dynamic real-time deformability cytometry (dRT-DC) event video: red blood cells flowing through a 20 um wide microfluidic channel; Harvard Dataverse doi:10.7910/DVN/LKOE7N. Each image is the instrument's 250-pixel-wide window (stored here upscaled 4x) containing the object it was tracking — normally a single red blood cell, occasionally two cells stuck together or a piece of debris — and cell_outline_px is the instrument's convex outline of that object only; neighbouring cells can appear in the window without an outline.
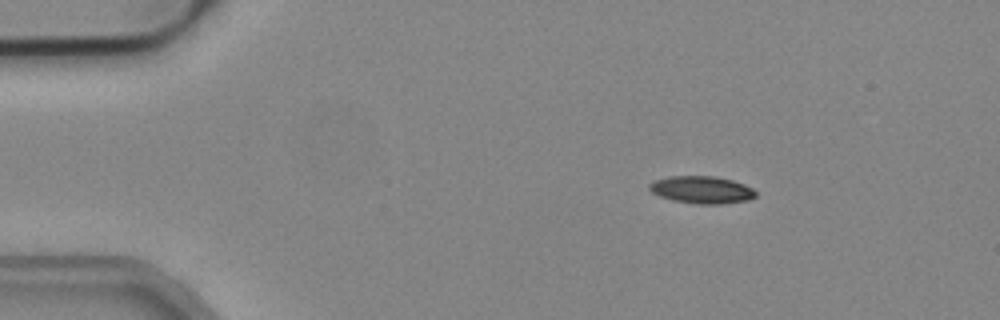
{"species": "common noctule bat (a hibernating species)", "species_latin": "Nyctalus noctula", "temperature_condition": "cold", "stored_images_in_passage": 45, "camera_frame_rate_fps": 3000, "um_per_image_px": 0.085, "animal": {"sex": "male", "body_mass_g": 19.2, "forearm_length_mm": 51.8}, "frame": {"image": 1, "passage_image": 1, "time_ms": 0.0, "image_size_px": [1000, 320], "cell_outline_px": [[756, 196], [748, 200], [720, 204], [696, 204], [672, 200], [660, 196], [652, 192], [648, 188], [648, 184], [652, 180], [668, 176], [716, 176], [732, 180], [744, 184], [752, 188], [756, 192]], "centroid_in_image_um": [59.62, 16.12], "position_along_channel_um": 25.4, "area_um2": 17.11}}
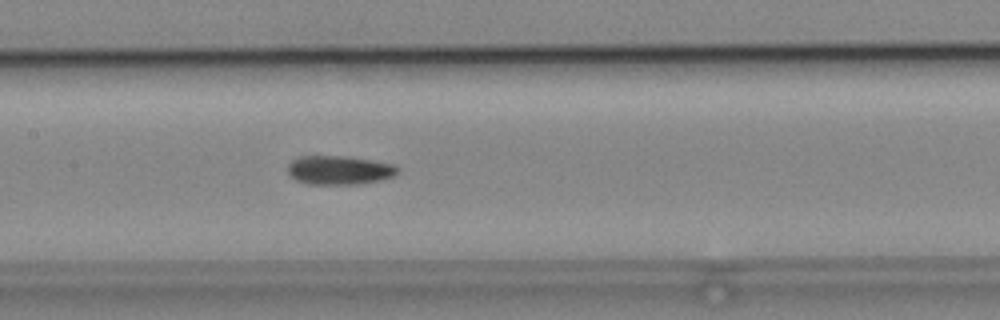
{"frame": {"image": 2, "passage_image": 18, "time_ms": 5.667, "image_size_px": [1000, 320], "cell_outline_px": [[400, 172], [392, 176], [380, 180], [356, 184], [312, 184], [296, 180], [288, 172], [288, 164], [292, 160], [308, 156], [348, 156], [396, 164], [400, 168]], "centroid_in_image_um": [28.9, 14.45], "position_along_channel_um": 178.5, "area_um2": 18.44}}
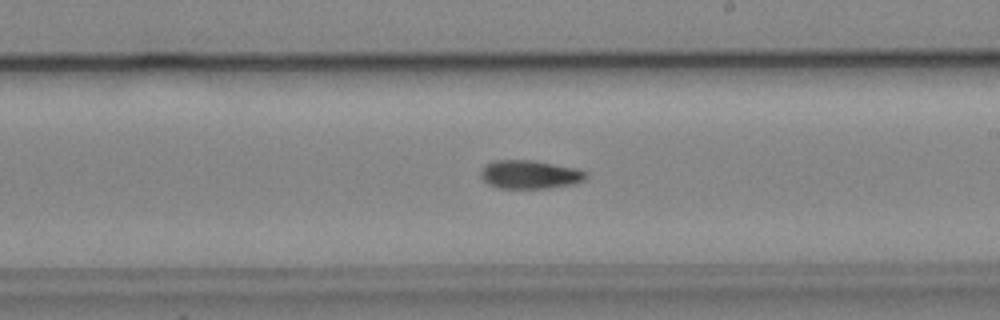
{"frame": {"image": 3, "passage_image": 23, "time_ms": 7.333, "image_size_px": [1000, 320], "cell_outline_px": [[588, 176], [584, 180], [572, 184], [544, 188], [496, 188], [488, 184], [480, 176], [480, 172], [484, 164], [492, 160], [532, 160], [576, 168], [588, 172]], "centroid_in_image_um": [45.0, 14.82], "position_along_channel_um": 244.0, "area_um2": 17.57}, "authors_computed_cell_mechanics": {"area_um2": 17.1666, "velocity_mm_per_s": 3.9575, "shape_relaxation_time_tau1_ms": null, "shape_relaxation_time_tau2_ms": 9.4796, "deformation_change_tau1": null, "deformation_change_tau2": 0.1915}}